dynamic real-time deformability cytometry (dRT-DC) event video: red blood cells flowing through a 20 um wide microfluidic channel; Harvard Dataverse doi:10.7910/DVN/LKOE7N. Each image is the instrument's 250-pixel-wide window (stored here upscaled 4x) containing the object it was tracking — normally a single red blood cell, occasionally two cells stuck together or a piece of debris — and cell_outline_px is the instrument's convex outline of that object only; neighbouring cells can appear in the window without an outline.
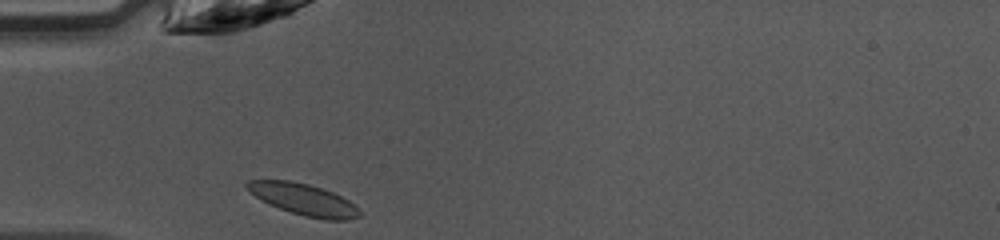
{"species": "common noctule bat (a hibernating species)", "species_latin": "Nyctalus noctula", "temperature_condition": "warm", "stored_images_in_passage": 27, "camera_frame_rate_fps": 3000, "um_per_image_px": 0.085, "animal": {"sex": "female", "body_mass_g": 10.0, "forearm_length_mm": 53.1}, "frame": {"image": 1, "passage_image": 1, "time_ms": 0.0, "image_size_px": [1000, 240], "cell_outline_px": [[360, 216], [348, 220], [324, 220], [304, 216], [280, 208], [256, 196], [244, 184], [248, 180], [292, 180], [308, 184], [332, 192], [348, 200], [360, 212]], "centroid_in_image_um": [25.83, 16.95], "position_along_channel_um": 59.2, "area_um2": 20.17}}
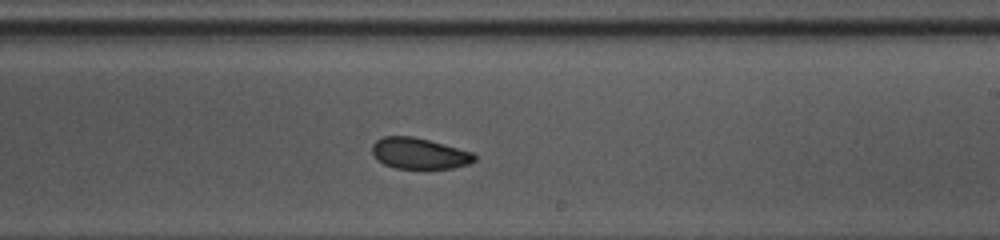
{"frame": {"image": 2, "passage_image": 15, "time_ms": 4.667, "image_size_px": [1000, 240], "cell_outline_px": [[476, 160], [468, 164], [452, 168], [396, 168], [384, 164], [372, 152], [372, 144], [376, 140], [384, 136], [412, 136], [444, 144], [472, 152], [476, 156]], "centroid_in_image_um": [35.64, 13.03], "position_along_channel_um": 253.4, "area_um2": 18.26}}
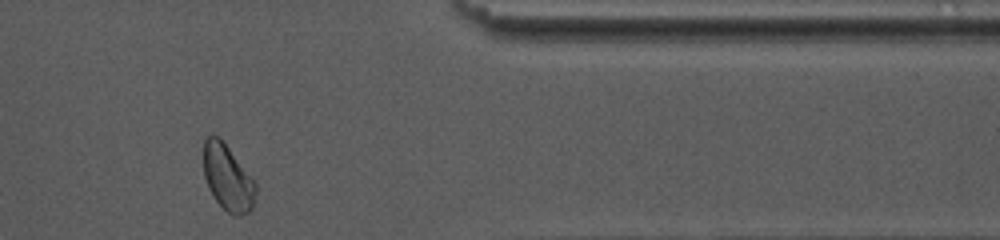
{"frame": {"image": 3, "passage_image": 26, "time_ms": 8.333, "image_size_px": [1000, 240], "cell_outline_px": [[256, 192], [252, 212], [240, 216], [232, 216], [216, 200], [204, 176], [204, 140], [208, 136], [220, 136], [256, 184]], "centroid_in_image_um": [19.38, 15.13], "position_along_channel_um": 392.0, "area_um2": 19.83}, "authors_computed_cell_mechanics": {"area_um2": 19.5364, "velocity_mm_per_s": 4.235, "shape_relaxation_time_tau1_ms": 2.065, "shape_relaxation_time_tau2_ms": 3.2916, "deformation_change_tau1": 0.0762, "deformation_change_tau2": 0.0823}}